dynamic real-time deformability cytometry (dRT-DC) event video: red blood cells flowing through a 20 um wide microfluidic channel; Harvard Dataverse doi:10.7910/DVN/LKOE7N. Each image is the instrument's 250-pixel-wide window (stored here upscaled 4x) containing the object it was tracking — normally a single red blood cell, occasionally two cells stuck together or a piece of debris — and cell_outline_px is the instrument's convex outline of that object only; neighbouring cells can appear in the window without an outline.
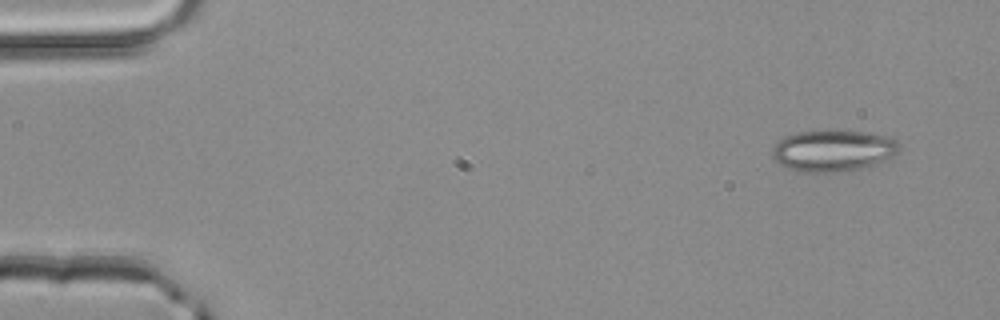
{"species": "common noctule bat (a hibernating species)", "species_latin": "Nyctalus noctula", "temperature_condition": "room temperature", "stored_images_in_passage": 2, "camera_frame_rate_fps": 3000, "um_per_image_px": 0.085, "animal": {"sex": "male", "body_mass_g": 20.4}, "frame": {"image": 1, "passage_image": 1, "time_ms": 0.0, "image_size_px": [1000, 320], "cell_outline_px": [[900, 152], [880, 164], [844, 172], [796, 172], [780, 164], [772, 156], [772, 148], [784, 136], [796, 132], [836, 128], [868, 132], [884, 136], [896, 140], [900, 144]], "centroid_in_image_um": [70.85, 12.79], "position_along_channel_um": 14.2, "area_um2": 31.73}}